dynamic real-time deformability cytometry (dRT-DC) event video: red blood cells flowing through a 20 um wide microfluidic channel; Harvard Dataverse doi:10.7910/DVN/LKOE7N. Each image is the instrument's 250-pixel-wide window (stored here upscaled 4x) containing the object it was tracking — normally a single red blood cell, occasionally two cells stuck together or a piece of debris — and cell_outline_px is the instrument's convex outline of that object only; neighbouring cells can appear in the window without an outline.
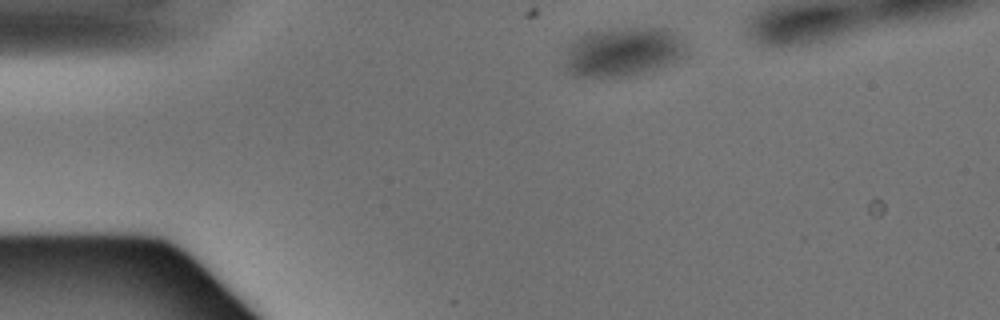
{"species": "Egyptian fruit bat (a non-hibernating species)", "species_latin": "Rousettus aegyptiacus", "temperature_condition": "warm", "stored_images_in_passage": 34, "camera_frame_rate_fps": 3000, "um_per_image_px": 0.085, "animal": {"sex": "male"}, "frame": {"image": 1, "passage_image": 1, "time_ms": 0.0, "image_size_px": [1000, 320], "cell_outline_px": [[688, 56], [660, 68], [632, 76], [592, 80], [576, 76], [568, 72], [564, 64], [568, 44], [576, 36], [608, 28], [668, 28], [676, 32], [684, 40], [688, 52]], "centroid_in_image_um": [52.96, 4.44], "position_along_channel_um": 32.0, "area_um2": 36.36}}
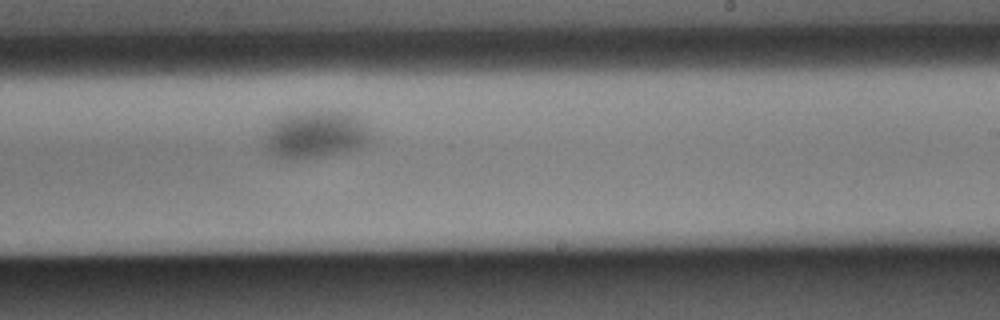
{"frame": {"image": 2, "passage_image": 21, "time_ms": 6.667, "image_size_px": [1000, 320], "cell_outline_px": [[372, 140], [368, 144], [360, 148], [320, 156], [292, 160], [288, 160], [276, 156], [268, 152], [264, 140], [264, 128], [276, 116], [284, 112], [316, 108], [348, 108], [368, 128], [372, 136]], "centroid_in_image_um": [26.78, 11.32], "position_along_channel_um": 262.2, "area_um2": 31.44}}
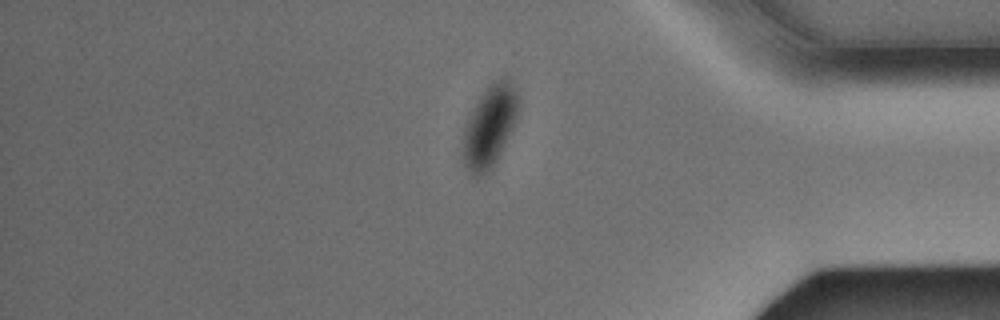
{"frame": {"image": 3, "passage_image": 32, "time_ms": 10.333, "image_size_px": [1000, 320], "cell_outline_px": [[520, 100], [516, 116], [512, 128], [492, 168], [488, 172], [476, 180], [468, 172], [464, 164], [460, 152], [460, 148], [464, 128], [480, 96], [488, 84], [504, 76], [508, 80], [516, 92]], "centroid_in_image_um": [41.56, 10.8], "position_along_channel_um": 393.6, "area_um2": 26.41}}